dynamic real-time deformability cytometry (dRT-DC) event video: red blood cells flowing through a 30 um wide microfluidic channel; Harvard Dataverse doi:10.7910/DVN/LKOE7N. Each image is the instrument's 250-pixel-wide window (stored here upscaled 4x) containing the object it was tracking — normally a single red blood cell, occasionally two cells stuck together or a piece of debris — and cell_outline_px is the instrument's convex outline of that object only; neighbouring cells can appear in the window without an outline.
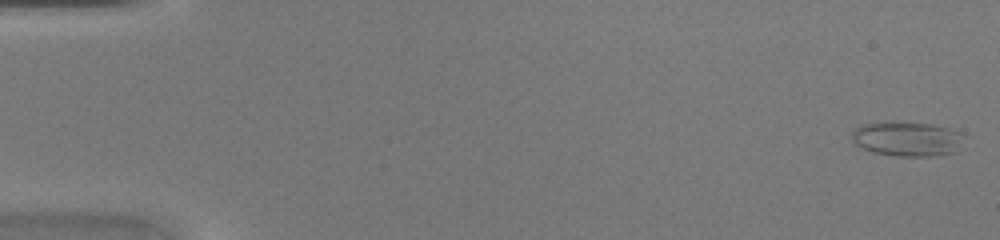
{"species": "common noctule bat (a hibernating species)", "species_latin": "Nyctalus noctula", "temperature_condition": "warm", "stored_images_in_passage": 46, "camera_frame_rate_fps": 3000, "um_per_image_px": 0.085, "animal": {"sex": "female", "body_mass_g": 20.0, "forearm_length_mm": 54.0}, "frame": {"image": 1, "passage_image": 1, "time_ms": 0.0, "image_size_px": [1000, 240], "cell_outline_px": [[960, 152], [932, 156], [896, 156], [872, 152], [856, 144], [852, 140], [852, 132], [856, 128], [864, 124], [884, 120], [892, 120], [932, 124], [948, 128], [960, 132]], "centroid_in_image_um": [77.08, 11.79], "position_along_channel_um": 7.9, "area_um2": 22.95}}
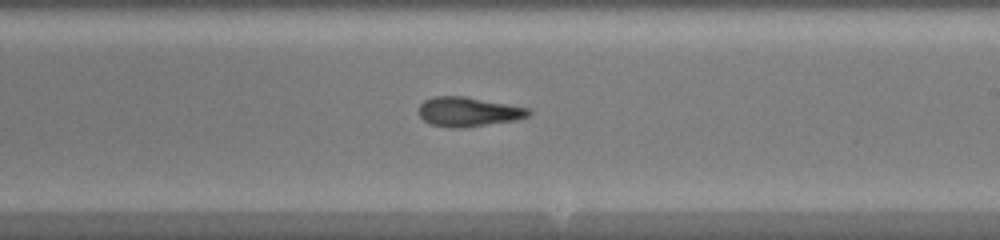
{"frame": {"image": 2, "passage_image": 28, "time_ms": 9.0, "image_size_px": [1000, 240], "cell_outline_px": [[532, 112], [528, 116], [516, 120], [464, 128], [452, 128], [432, 124], [424, 120], [416, 112], [416, 108], [424, 100], [436, 96], [464, 96], [528, 108]], "centroid_in_image_um": [39.76, 9.5], "position_along_channel_um": 249.2, "area_um2": 18.9}}
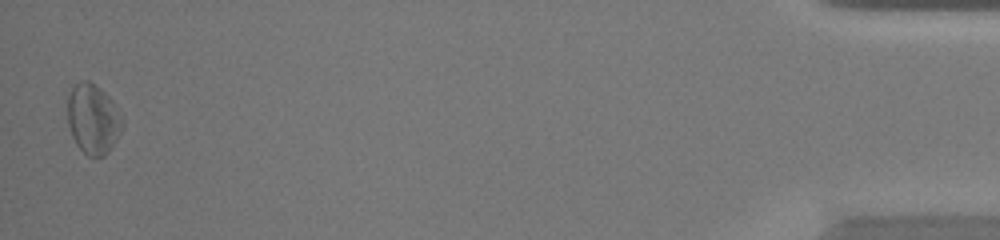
{"frame": {"image": 3, "passage_image": 46, "time_ms": 15.0, "image_size_px": [1000, 240], "cell_outline_px": [[124, 124], [112, 148], [104, 156], [88, 156], [76, 144], [72, 136], [68, 124], [68, 96], [72, 88], [80, 80], [88, 80], [96, 84], [112, 100], [124, 120]], "centroid_in_image_um": [7.92, 10.11], "position_along_channel_um": 427.3, "area_um2": 22.37}}